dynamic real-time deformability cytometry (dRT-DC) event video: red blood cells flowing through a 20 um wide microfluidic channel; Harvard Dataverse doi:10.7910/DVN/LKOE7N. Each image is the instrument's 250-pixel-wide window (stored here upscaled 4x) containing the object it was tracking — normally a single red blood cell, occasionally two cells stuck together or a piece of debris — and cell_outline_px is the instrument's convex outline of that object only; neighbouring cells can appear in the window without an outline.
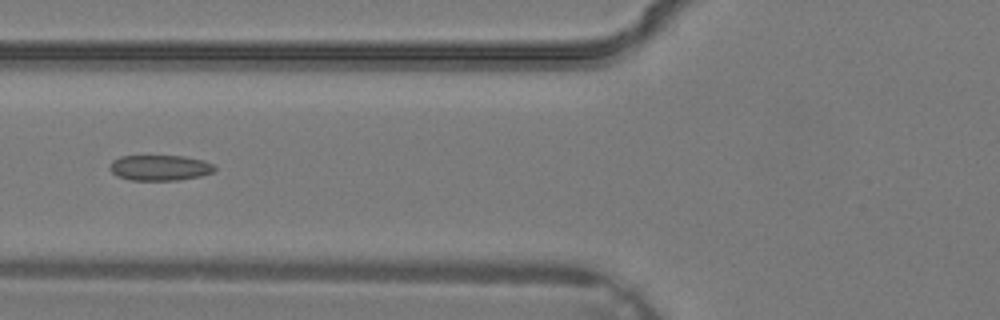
{"species": "common noctule bat (a hibernating species)", "species_latin": "Nyctalus noctula", "temperature_condition": "warm", "stored_images_in_passage": 5, "camera_frame_rate_fps": 3000, "um_per_image_px": 0.085, "animal": {"sex": "male", "body_mass_g": 19.2, "forearm_length_mm": 51.8}, "frame": {"image": 1, "passage_image": 5, "time_ms": 1.333, "image_size_px": [1000, 320], "cell_outline_px": [[216, 168], [212, 172], [200, 176], [180, 180], [132, 180], [116, 176], [108, 168], [112, 160], [120, 156], [184, 156], [204, 160], [212, 164]], "centroid_in_image_um": [13.56, 14.26], "position_along_channel_um": 112.2, "area_um2": 15.66}}